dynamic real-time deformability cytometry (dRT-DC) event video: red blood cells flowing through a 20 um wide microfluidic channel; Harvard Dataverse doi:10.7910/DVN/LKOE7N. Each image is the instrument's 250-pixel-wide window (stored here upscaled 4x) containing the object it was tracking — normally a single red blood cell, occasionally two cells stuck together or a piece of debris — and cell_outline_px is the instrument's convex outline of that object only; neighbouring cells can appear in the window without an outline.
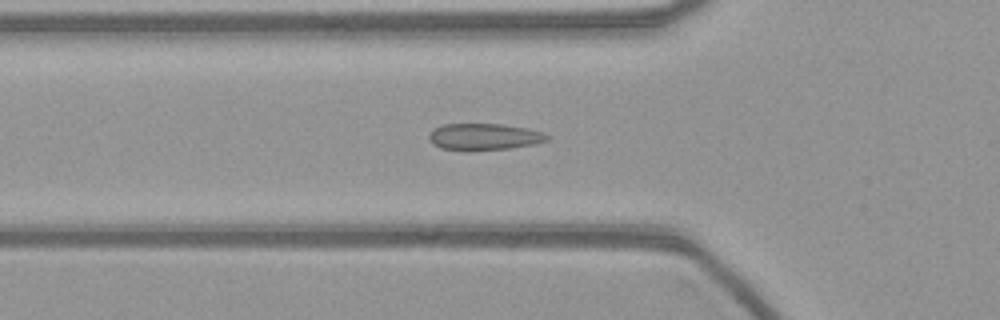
{"species": "common noctule bat (a hibernating species)", "species_latin": "Nyctalus noctula", "temperature_condition": "warm", "stored_images_in_passage": 54, "camera_frame_rate_fps": 3000, "um_per_image_px": 0.085, "animal": {"sex": "female", "body_mass_g": 21.9}, "frame": {"image": 1, "passage_image": 18, "time_ms": 5.667, "image_size_px": [1000, 320], "cell_outline_px": [[548, 140], [536, 144], [508, 148], [440, 148], [432, 144], [428, 140], [428, 136], [436, 128], [444, 124], [504, 124], [528, 128], [544, 132], [548, 136]], "centroid_in_image_um": [41.2, 11.58], "position_along_channel_um": 84.6, "area_um2": 17.69}}
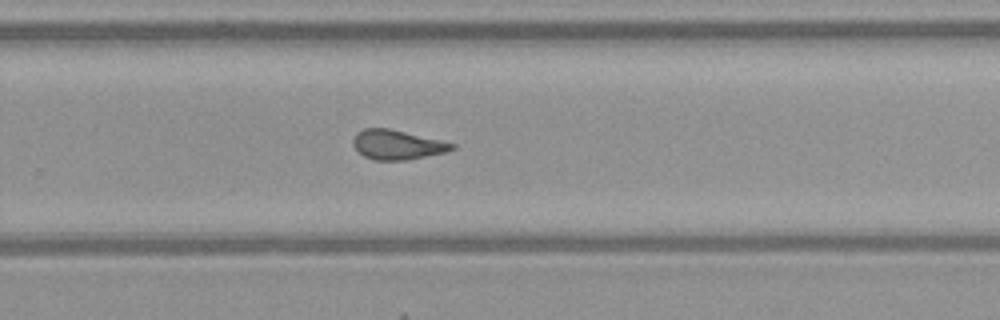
{"frame": {"image": 2, "passage_image": 35, "time_ms": 11.333, "image_size_px": [1000, 320], "cell_outline_px": [[456, 148], [448, 152], [408, 160], [372, 160], [364, 156], [352, 144], [352, 140], [356, 132], [364, 128], [388, 128], [440, 140], [456, 144]], "centroid_in_image_um": [33.77, 12.31], "position_along_channel_um": 296.0, "area_um2": 17.11}}
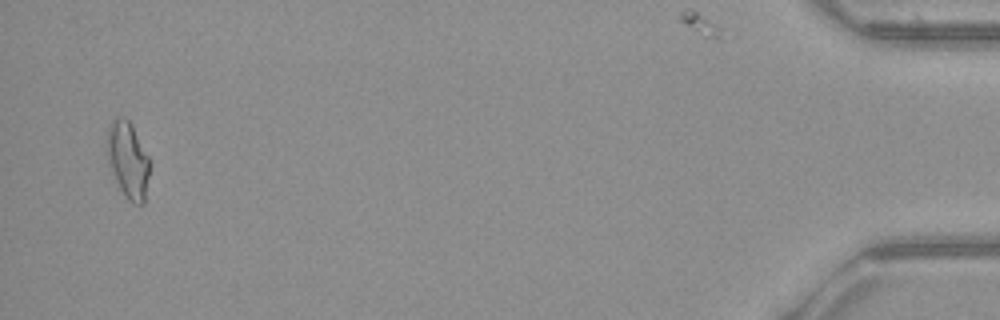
{"frame": {"image": 3, "passage_image": 53, "time_ms": 17.333, "image_size_px": [1000, 320], "cell_outline_px": [[148, 176], [144, 204], [132, 204], [128, 200], [120, 188], [108, 164], [104, 140], [104, 136], [108, 124], [116, 116], [124, 116], [132, 124], [148, 156]], "centroid_in_image_um": [10.81, 13.52], "position_along_channel_um": 424.4, "area_um2": 19.36}}